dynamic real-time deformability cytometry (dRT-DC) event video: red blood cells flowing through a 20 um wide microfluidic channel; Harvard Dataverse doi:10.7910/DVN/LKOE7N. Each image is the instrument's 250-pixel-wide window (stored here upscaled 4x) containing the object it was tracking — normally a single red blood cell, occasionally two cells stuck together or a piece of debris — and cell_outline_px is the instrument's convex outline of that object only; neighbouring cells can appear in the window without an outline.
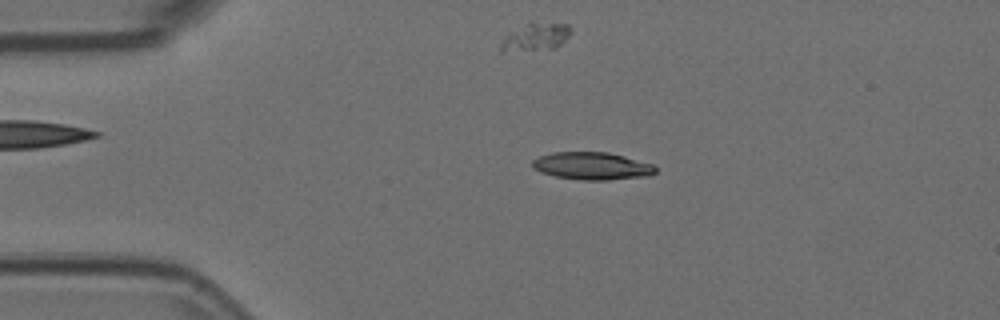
{"species": "Egyptian fruit bat (a non-hibernating species)", "species_latin": "Rousettus aegyptiacus", "temperature_condition": "room temperature", "stored_images_in_passage": 55, "camera_frame_rate_fps": 3000, "um_per_image_px": 0.085, "animal": {"sex": "female"}, "frame": {"image": 1, "passage_image": 11, "time_ms": 3.333, "image_size_px": [1000, 320], "cell_outline_px": [[656, 172], [648, 176], [608, 180], [584, 180], [556, 176], [540, 172], [532, 168], [532, 160], [540, 156], [552, 152], [608, 152], [624, 156], [652, 164], [656, 168]], "centroid_in_image_um": [50.31, 14.1], "position_along_channel_um": 34.7, "area_um2": 19.71}}
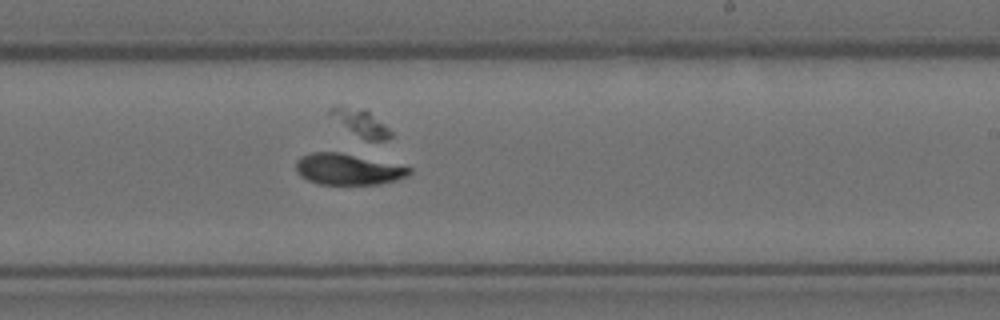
{"frame": {"image": 2, "passage_image": 32, "time_ms": 10.333, "image_size_px": [1000, 320], "cell_outline_px": [[412, 172], [408, 176], [396, 180], [380, 184], [320, 184], [308, 180], [300, 176], [296, 172], [296, 160], [300, 156], [312, 152], [340, 152], [412, 168]], "centroid_in_image_um": [29.54, 14.39], "position_along_channel_um": 259.5, "area_um2": 20.46}}
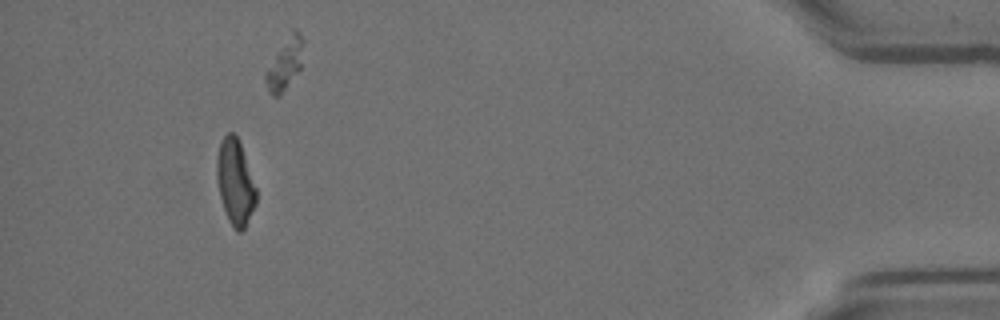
{"frame": {"image": 3, "passage_image": 50, "time_ms": 16.333, "image_size_px": [1000, 320], "cell_outline_px": [[256, 204], [244, 228], [240, 232], [236, 232], [228, 220], [220, 196], [216, 176], [216, 156], [220, 140], [228, 132], [232, 132], [236, 136], [240, 144], [256, 188]], "centroid_in_image_um": [19.97, 15.48], "position_along_channel_um": 415.2, "area_um2": 19.48}, "authors_computed_cell_mechanics": {"area_um2": 20.0566, "velocity_mm_per_s": 3.7342, "shape_relaxation_time_tau1_ms": null, "shape_relaxation_time_tau2_ms": 1.5262, "deformation_change_tau1": null, "deformation_change_tau2": 0.0829}}